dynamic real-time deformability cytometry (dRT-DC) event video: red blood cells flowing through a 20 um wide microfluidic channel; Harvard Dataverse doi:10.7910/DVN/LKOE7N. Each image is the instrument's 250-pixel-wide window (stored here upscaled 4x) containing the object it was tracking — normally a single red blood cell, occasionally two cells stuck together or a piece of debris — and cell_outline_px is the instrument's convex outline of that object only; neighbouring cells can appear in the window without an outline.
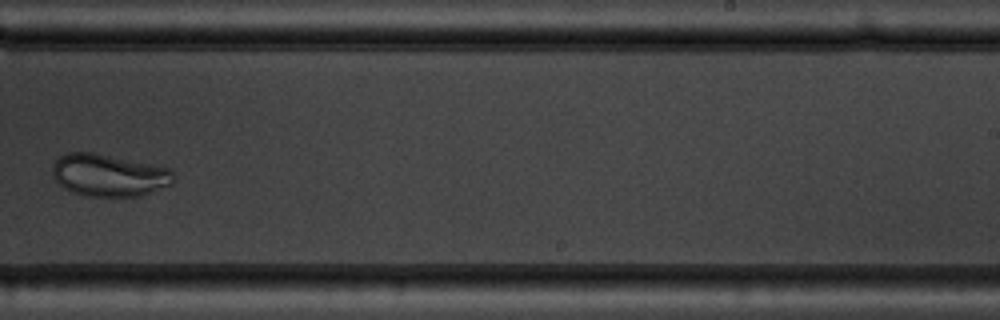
{"species": "common noctule bat (a hibernating species)", "species_latin": "Nyctalus noctula", "temperature_condition": "warm", "stored_images_in_passage": 9, "camera_frame_rate_fps": 3000, "um_per_image_px": 0.085, "animal": {"sex": "male", "body_mass_g": 19.5, "forearm_length_mm": 54.6}, "frame": {"image": 1, "passage_image": 8, "time_ms": 9.0, "image_size_px": [1000, 320], "cell_outline_px": [[176, 176], [172, 184], [140, 196], [84, 196], [72, 192], [64, 188], [52, 176], [52, 164], [60, 156], [68, 152], [92, 152], [152, 164], [168, 168]], "centroid_in_image_um": [9.24, 14.89], "position_along_channel_um": 279.8, "area_um2": 29.88}}